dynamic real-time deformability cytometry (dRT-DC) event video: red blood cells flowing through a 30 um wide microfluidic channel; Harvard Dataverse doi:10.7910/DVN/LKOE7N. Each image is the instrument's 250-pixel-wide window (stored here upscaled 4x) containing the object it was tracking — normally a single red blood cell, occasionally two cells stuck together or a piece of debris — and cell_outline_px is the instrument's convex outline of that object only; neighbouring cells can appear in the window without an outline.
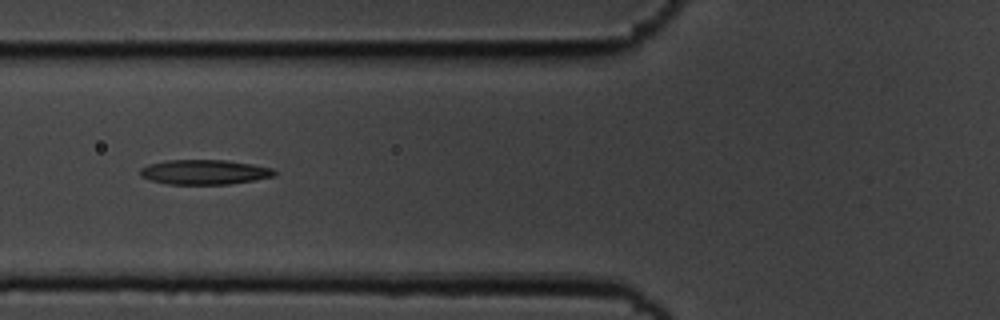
{"species": "common noctule bat (a hibernating species)", "species_latin": "Nyctalus noctula", "temperature_condition": "cold", "stored_images_in_passage": 6, "camera_frame_rate_fps": 3000, "um_per_image_px": 0.085, "animal": {"sex": "male", "body_mass_g": 19.5, "forearm_length_mm": 54.6}, "frame": {"image": 1, "passage_image": 5, "time_ms": 1.333, "image_size_px": [1000, 320], "cell_outline_px": [[276, 176], [228, 184], [168, 184], [148, 180], [140, 176], [140, 168], [148, 164], [168, 160], [224, 160], [252, 164], [272, 168], [276, 172]], "centroid_in_image_um": [17.34, 14.62], "position_along_channel_um": 108.5, "area_um2": 19.36}}
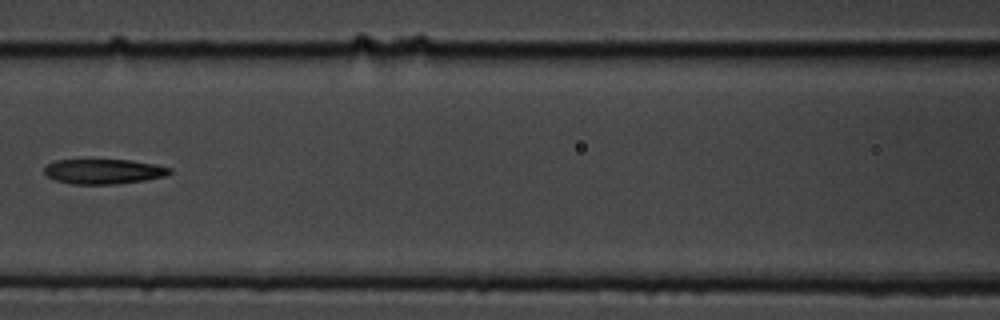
{"frame": {"image": 2, "passage_image": 6, "time_ms": 1.667, "image_size_px": [1000, 320], "cell_outline_px": [[172, 172], [164, 176], [144, 180], [116, 184], [72, 184], [56, 180], [48, 176], [44, 172], [44, 168], [48, 164], [56, 160], [132, 160], [156, 164], [172, 168]], "centroid_in_image_um": [8.83, 14.57], "position_along_channel_um": 157.8, "area_um2": 18.15}}